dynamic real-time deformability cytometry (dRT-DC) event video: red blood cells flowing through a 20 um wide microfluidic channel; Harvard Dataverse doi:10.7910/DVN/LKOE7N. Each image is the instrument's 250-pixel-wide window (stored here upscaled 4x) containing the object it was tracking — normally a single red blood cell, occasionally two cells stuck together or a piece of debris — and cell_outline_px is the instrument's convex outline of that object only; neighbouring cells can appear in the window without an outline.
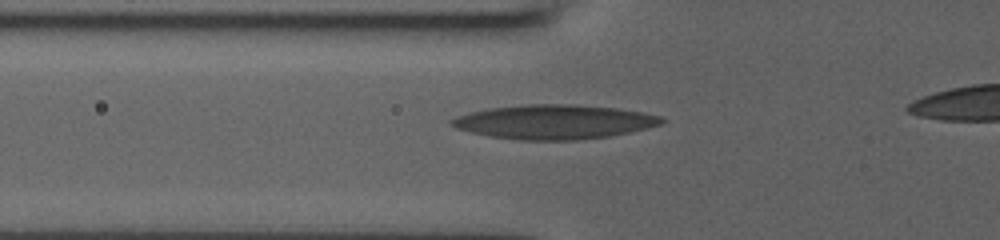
{"species": "human", "species_latin": "Homo sapiens", "temperature_condition": "room temperature", "stored_images_in_passage": 6, "camera_frame_rate_fps": 3000, "um_per_image_px": 0.085, "donor": {"sex": "male"}, "frame": {"image": 1, "passage_image": 2, "time_ms": 0.333, "image_size_px": [1000, 240], "cell_outline_px": [[664, 120], [660, 124], [628, 132], [608, 136], [576, 140], [520, 140], [488, 136], [456, 128], [448, 124], [448, 120], [472, 112], [492, 108], [524, 104], [572, 104], [616, 108], [640, 112], [660, 116]], "centroid_in_image_um": [47.06, 10.36], "position_along_channel_um": 78.7, "area_um2": 41.5}}
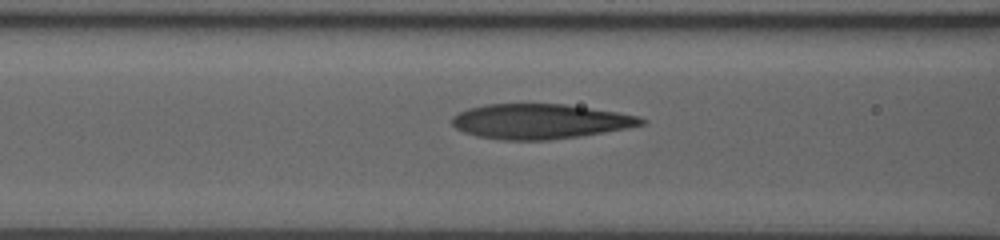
{"frame": {"image": 2, "passage_image": 5, "time_ms": 1.333, "image_size_px": [1000, 240], "cell_outline_px": [[648, 120], [644, 124], [628, 128], [580, 136], [548, 140], [504, 140], [476, 136], [464, 132], [456, 128], [452, 124], [452, 116], [468, 108], [484, 104], [564, 104], [616, 112], [640, 116]], "centroid_in_image_um": [45.9, 10.32], "position_along_channel_um": 120.7, "area_um2": 38.49}}